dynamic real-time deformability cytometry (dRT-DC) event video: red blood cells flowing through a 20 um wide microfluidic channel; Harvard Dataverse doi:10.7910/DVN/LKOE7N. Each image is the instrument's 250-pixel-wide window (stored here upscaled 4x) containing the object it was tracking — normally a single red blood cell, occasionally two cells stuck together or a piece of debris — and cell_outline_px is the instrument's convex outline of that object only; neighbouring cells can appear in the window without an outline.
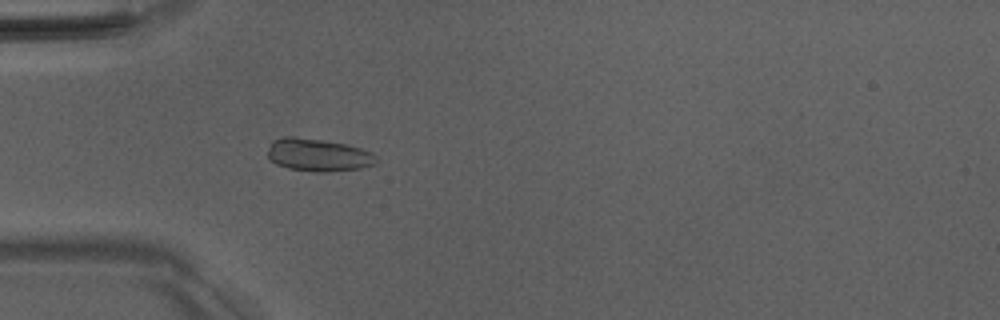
{"species": "Egyptian fruit bat (a non-hibernating species)", "species_latin": "Rousettus aegyptiacus", "temperature_condition": "room temperature", "stored_images_in_passage": 52, "camera_frame_rate_fps": 3000, "um_per_image_px": 0.085, "animal": {"sex": "male"}, "frame": {"image": 1, "passage_image": 17, "time_ms": 5.333, "image_size_px": [1000, 320], "cell_outline_px": [[376, 164], [360, 168], [328, 172], [312, 172], [288, 168], [276, 164], [268, 160], [268, 148], [272, 140], [284, 136], [292, 136], [348, 144], [372, 152], [376, 156]], "centroid_in_image_um": [27.02, 13.18], "position_along_channel_um": 58.0, "area_um2": 20.87}}
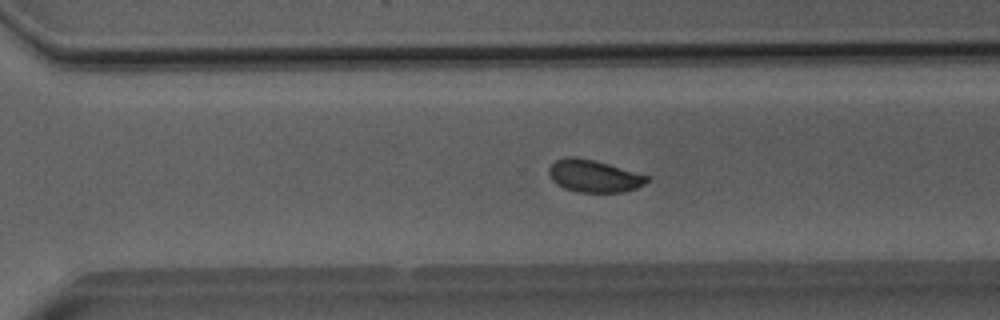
{"frame": {"image": 2, "passage_image": 37, "time_ms": 12.0, "image_size_px": [1000, 320], "cell_outline_px": [[652, 176], [644, 184], [636, 188], [620, 192], [580, 192], [564, 188], [556, 184], [552, 180], [548, 172], [548, 168], [556, 160], [568, 156], [572, 156], [592, 160], [608, 164]], "centroid_in_image_um": [50.48, 14.96], "position_along_channel_um": 320.1, "area_um2": 18.38}}
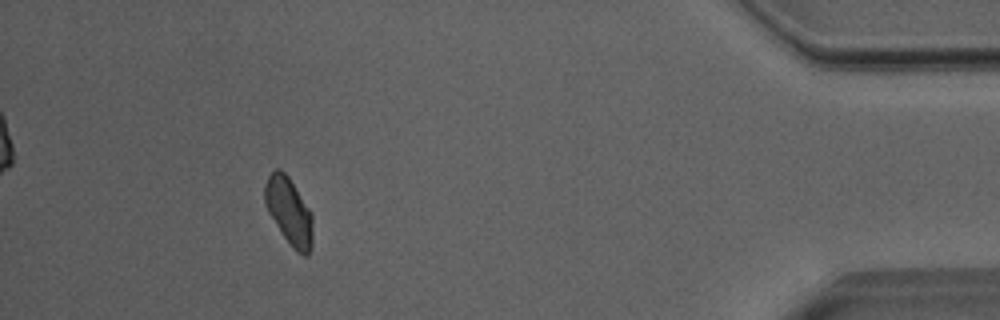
{"frame": {"image": 3, "passage_image": 48, "time_ms": 15.667, "image_size_px": [1000, 320], "cell_outline_px": [[312, 244], [308, 256], [304, 256], [296, 252], [292, 248], [268, 212], [264, 204], [264, 184], [268, 176], [276, 168], [280, 168], [288, 176], [312, 212]], "centroid_in_image_um": [24.56, 17.95], "position_along_channel_um": 410.6, "area_um2": 18.84}, "authors_computed_cell_mechanics": {"area_um2": 19.074, "velocity_mm_per_s": 4.0148, "shape_relaxation_time_tau1_ms": 8.7351, "shape_relaxation_time_tau2_ms": null, "deformation_change_tau1": 0.126, "deformation_change_tau2": null}}